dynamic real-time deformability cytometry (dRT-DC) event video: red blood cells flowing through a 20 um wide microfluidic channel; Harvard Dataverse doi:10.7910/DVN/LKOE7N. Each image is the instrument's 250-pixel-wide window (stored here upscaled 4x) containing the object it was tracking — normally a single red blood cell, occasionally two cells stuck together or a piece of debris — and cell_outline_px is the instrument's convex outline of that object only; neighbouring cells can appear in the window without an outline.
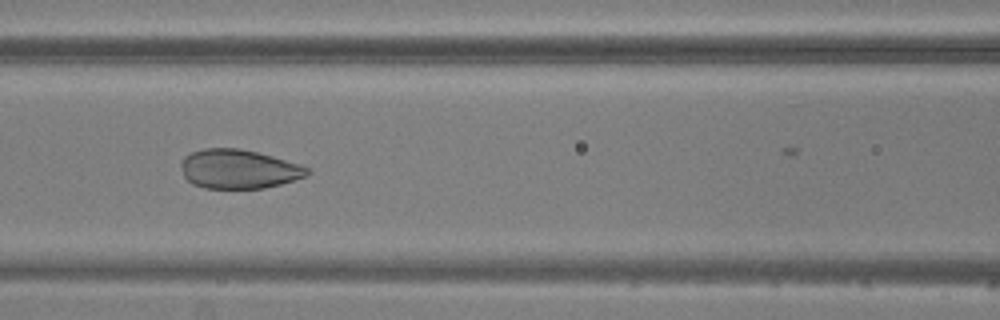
{"species": "common noctule bat (a hibernating species)", "species_latin": "Nyctalus noctula", "temperature_condition": "warm", "stored_images_in_passage": 4, "camera_frame_rate_fps": 3000, "um_per_image_px": 0.085, "animal": {"sex": "male", "body_mass_g": 20.5, "forearm_length_mm": 52.5}, "frame": {"image": 1, "passage_image": 3, "time_ms": 2.0, "image_size_px": [1000, 320], "cell_outline_px": [[312, 172], [304, 176], [280, 184], [264, 188], [204, 188], [192, 184], [184, 176], [180, 164], [184, 156], [192, 152], [204, 148], [240, 148], [272, 156], [300, 164], [308, 168]], "centroid_in_image_um": [20.26, 14.36], "position_along_channel_um": 146.3, "area_um2": 28.67}}